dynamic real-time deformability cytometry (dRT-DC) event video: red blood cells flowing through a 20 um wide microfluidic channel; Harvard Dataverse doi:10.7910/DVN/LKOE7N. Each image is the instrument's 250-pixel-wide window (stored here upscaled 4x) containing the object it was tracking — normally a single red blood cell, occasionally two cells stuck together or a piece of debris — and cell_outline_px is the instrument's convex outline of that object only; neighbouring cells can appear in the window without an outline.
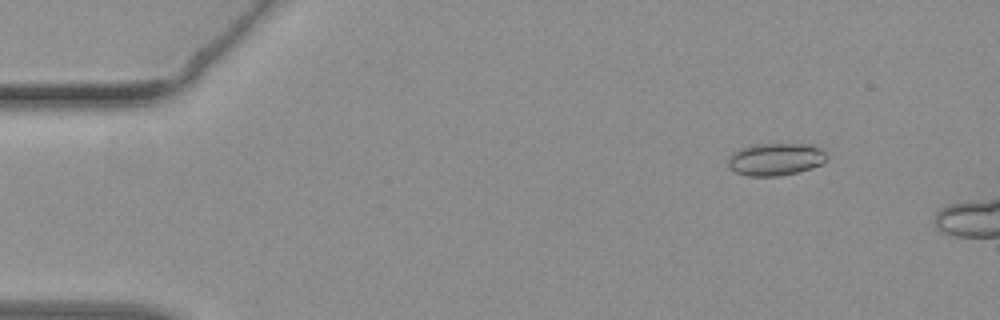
{"species": "common noctule bat (a hibernating species)", "species_latin": "Nyctalus noctula", "temperature_condition": "warm", "stored_images_in_passage": 10, "camera_frame_rate_fps": 3000, "um_per_image_px": 0.085, "animal": {"sex": "female", "body_mass_g": 19.3, "forearm_length_mm": 54.1}, "frame": {"image": 1, "passage_image": 6, "time_ms": 1.667, "image_size_px": [1000, 320], "cell_outline_px": [[828, 156], [824, 164], [812, 168], [796, 172], [776, 176], [748, 176], [736, 172], [728, 168], [728, 160], [740, 148], [752, 144], [812, 144], [820, 148]], "centroid_in_image_um": [65.96, 13.53], "position_along_channel_um": 19.0, "area_um2": 18.67}}